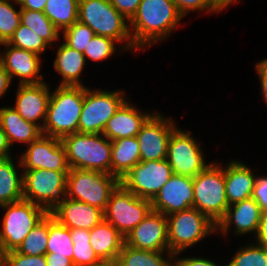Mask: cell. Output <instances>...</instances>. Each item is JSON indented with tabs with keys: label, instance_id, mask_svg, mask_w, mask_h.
<instances>
[{
	"label": "cell",
	"instance_id": "cell-50",
	"mask_svg": "<svg viewBox=\"0 0 267 266\" xmlns=\"http://www.w3.org/2000/svg\"><path fill=\"white\" fill-rule=\"evenodd\" d=\"M11 146L9 145L7 136L0 125V159L11 157Z\"/></svg>",
	"mask_w": 267,
	"mask_h": 266
},
{
	"label": "cell",
	"instance_id": "cell-39",
	"mask_svg": "<svg viewBox=\"0 0 267 266\" xmlns=\"http://www.w3.org/2000/svg\"><path fill=\"white\" fill-rule=\"evenodd\" d=\"M117 41L100 35H95L87 45L84 51L85 59L89 58L92 61H103L114 55Z\"/></svg>",
	"mask_w": 267,
	"mask_h": 266
},
{
	"label": "cell",
	"instance_id": "cell-54",
	"mask_svg": "<svg viewBox=\"0 0 267 266\" xmlns=\"http://www.w3.org/2000/svg\"><path fill=\"white\" fill-rule=\"evenodd\" d=\"M167 266H177L176 263L171 261Z\"/></svg>",
	"mask_w": 267,
	"mask_h": 266
},
{
	"label": "cell",
	"instance_id": "cell-19",
	"mask_svg": "<svg viewBox=\"0 0 267 266\" xmlns=\"http://www.w3.org/2000/svg\"><path fill=\"white\" fill-rule=\"evenodd\" d=\"M49 89L46 81L39 84L19 85L13 107L24 120L38 125L41 129L46 120L51 94Z\"/></svg>",
	"mask_w": 267,
	"mask_h": 266
},
{
	"label": "cell",
	"instance_id": "cell-28",
	"mask_svg": "<svg viewBox=\"0 0 267 266\" xmlns=\"http://www.w3.org/2000/svg\"><path fill=\"white\" fill-rule=\"evenodd\" d=\"M18 170L11 157L0 159V206L23 200V174Z\"/></svg>",
	"mask_w": 267,
	"mask_h": 266
},
{
	"label": "cell",
	"instance_id": "cell-38",
	"mask_svg": "<svg viewBox=\"0 0 267 266\" xmlns=\"http://www.w3.org/2000/svg\"><path fill=\"white\" fill-rule=\"evenodd\" d=\"M61 32H63L64 43L81 53H84L90 40L95 36L94 31L89 26L78 20Z\"/></svg>",
	"mask_w": 267,
	"mask_h": 266
},
{
	"label": "cell",
	"instance_id": "cell-8",
	"mask_svg": "<svg viewBox=\"0 0 267 266\" xmlns=\"http://www.w3.org/2000/svg\"><path fill=\"white\" fill-rule=\"evenodd\" d=\"M0 207L5 210L0 242L6 252L16 250L34 226L48 213L43 207L24 199Z\"/></svg>",
	"mask_w": 267,
	"mask_h": 266
},
{
	"label": "cell",
	"instance_id": "cell-42",
	"mask_svg": "<svg viewBox=\"0 0 267 266\" xmlns=\"http://www.w3.org/2000/svg\"><path fill=\"white\" fill-rule=\"evenodd\" d=\"M252 198L258 203L262 214H267V177H257Z\"/></svg>",
	"mask_w": 267,
	"mask_h": 266
},
{
	"label": "cell",
	"instance_id": "cell-9",
	"mask_svg": "<svg viewBox=\"0 0 267 266\" xmlns=\"http://www.w3.org/2000/svg\"><path fill=\"white\" fill-rule=\"evenodd\" d=\"M122 90H95L84 86V101L78 123V132L102 134L108 120L127 100Z\"/></svg>",
	"mask_w": 267,
	"mask_h": 266
},
{
	"label": "cell",
	"instance_id": "cell-44",
	"mask_svg": "<svg viewBox=\"0 0 267 266\" xmlns=\"http://www.w3.org/2000/svg\"><path fill=\"white\" fill-rule=\"evenodd\" d=\"M177 256H179V253L174 254L172 258L177 266H220L219 264L203 257L196 258L189 256L179 259Z\"/></svg>",
	"mask_w": 267,
	"mask_h": 266
},
{
	"label": "cell",
	"instance_id": "cell-20",
	"mask_svg": "<svg viewBox=\"0 0 267 266\" xmlns=\"http://www.w3.org/2000/svg\"><path fill=\"white\" fill-rule=\"evenodd\" d=\"M50 213L60 224L69 229L91 230L104 220V213L99 208L66 197Z\"/></svg>",
	"mask_w": 267,
	"mask_h": 266
},
{
	"label": "cell",
	"instance_id": "cell-47",
	"mask_svg": "<svg viewBox=\"0 0 267 266\" xmlns=\"http://www.w3.org/2000/svg\"><path fill=\"white\" fill-rule=\"evenodd\" d=\"M16 5L20 6V9H27L33 11H42L45 8L47 0H13Z\"/></svg>",
	"mask_w": 267,
	"mask_h": 266
},
{
	"label": "cell",
	"instance_id": "cell-53",
	"mask_svg": "<svg viewBox=\"0 0 267 266\" xmlns=\"http://www.w3.org/2000/svg\"><path fill=\"white\" fill-rule=\"evenodd\" d=\"M100 266H119L116 262H105L102 263Z\"/></svg>",
	"mask_w": 267,
	"mask_h": 266
},
{
	"label": "cell",
	"instance_id": "cell-6",
	"mask_svg": "<svg viewBox=\"0 0 267 266\" xmlns=\"http://www.w3.org/2000/svg\"><path fill=\"white\" fill-rule=\"evenodd\" d=\"M119 184L117 177L105 172L70 169L65 197L87 203L104 212L111 193Z\"/></svg>",
	"mask_w": 267,
	"mask_h": 266
},
{
	"label": "cell",
	"instance_id": "cell-12",
	"mask_svg": "<svg viewBox=\"0 0 267 266\" xmlns=\"http://www.w3.org/2000/svg\"><path fill=\"white\" fill-rule=\"evenodd\" d=\"M190 131L176 127L168 142L167 158L173 174L195 177L212 162L205 163L203 150Z\"/></svg>",
	"mask_w": 267,
	"mask_h": 266
},
{
	"label": "cell",
	"instance_id": "cell-46",
	"mask_svg": "<svg viewBox=\"0 0 267 266\" xmlns=\"http://www.w3.org/2000/svg\"><path fill=\"white\" fill-rule=\"evenodd\" d=\"M255 241L262 247L267 248V214H262Z\"/></svg>",
	"mask_w": 267,
	"mask_h": 266
},
{
	"label": "cell",
	"instance_id": "cell-24",
	"mask_svg": "<svg viewBox=\"0 0 267 266\" xmlns=\"http://www.w3.org/2000/svg\"><path fill=\"white\" fill-rule=\"evenodd\" d=\"M124 243L123 235L105 220L90 230L92 250L103 263L116 262Z\"/></svg>",
	"mask_w": 267,
	"mask_h": 266
},
{
	"label": "cell",
	"instance_id": "cell-23",
	"mask_svg": "<svg viewBox=\"0 0 267 266\" xmlns=\"http://www.w3.org/2000/svg\"><path fill=\"white\" fill-rule=\"evenodd\" d=\"M224 174L229 206L252 197L257 177L248 165L230 160L224 167Z\"/></svg>",
	"mask_w": 267,
	"mask_h": 266
},
{
	"label": "cell",
	"instance_id": "cell-14",
	"mask_svg": "<svg viewBox=\"0 0 267 266\" xmlns=\"http://www.w3.org/2000/svg\"><path fill=\"white\" fill-rule=\"evenodd\" d=\"M23 170L47 169L69 172L65 148L57 137L41 135L28 144L17 165Z\"/></svg>",
	"mask_w": 267,
	"mask_h": 266
},
{
	"label": "cell",
	"instance_id": "cell-36",
	"mask_svg": "<svg viewBox=\"0 0 267 266\" xmlns=\"http://www.w3.org/2000/svg\"><path fill=\"white\" fill-rule=\"evenodd\" d=\"M7 43L13 47L31 51L38 55L44 53L45 49L49 46L33 30L22 24L18 26L14 35Z\"/></svg>",
	"mask_w": 267,
	"mask_h": 266
},
{
	"label": "cell",
	"instance_id": "cell-35",
	"mask_svg": "<svg viewBox=\"0 0 267 266\" xmlns=\"http://www.w3.org/2000/svg\"><path fill=\"white\" fill-rule=\"evenodd\" d=\"M237 248L234 257L226 266H267V248L254 243Z\"/></svg>",
	"mask_w": 267,
	"mask_h": 266
},
{
	"label": "cell",
	"instance_id": "cell-40",
	"mask_svg": "<svg viewBox=\"0 0 267 266\" xmlns=\"http://www.w3.org/2000/svg\"><path fill=\"white\" fill-rule=\"evenodd\" d=\"M5 266H47V261L44 255L30 256L11 250L6 252Z\"/></svg>",
	"mask_w": 267,
	"mask_h": 266
},
{
	"label": "cell",
	"instance_id": "cell-30",
	"mask_svg": "<svg viewBox=\"0 0 267 266\" xmlns=\"http://www.w3.org/2000/svg\"><path fill=\"white\" fill-rule=\"evenodd\" d=\"M79 0H47L44 14L59 31L72 26L78 20Z\"/></svg>",
	"mask_w": 267,
	"mask_h": 266
},
{
	"label": "cell",
	"instance_id": "cell-32",
	"mask_svg": "<svg viewBox=\"0 0 267 266\" xmlns=\"http://www.w3.org/2000/svg\"><path fill=\"white\" fill-rule=\"evenodd\" d=\"M48 237L49 212L34 226L16 251L30 256L45 255L47 253Z\"/></svg>",
	"mask_w": 267,
	"mask_h": 266
},
{
	"label": "cell",
	"instance_id": "cell-52",
	"mask_svg": "<svg viewBox=\"0 0 267 266\" xmlns=\"http://www.w3.org/2000/svg\"><path fill=\"white\" fill-rule=\"evenodd\" d=\"M5 255L6 251L4 250V247L0 242V266H5Z\"/></svg>",
	"mask_w": 267,
	"mask_h": 266
},
{
	"label": "cell",
	"instance_id": "cell-51",
	"mask_svg": "<svg viewBox=\"0 0 267 266\" xmlns=\"http://www.w3.org/2000/svg\"><path fill=\"white\" fill-rule=\"evenodd\" d=\"M212 2L214 4V11L216 14L226 9L227 6L231 5L232 3H237L238 0H212Z\"/></svg>",
	"mask_w": 267,
	"mask_h": 266
},
{
	"label": "cell",
	"instance_id": "cell-11",
	"mask_svg": "<svg viewBox=\"0 0 267 266\" xmlns=\"http://www.w3.org/2000/svg\"><path fill=\"white\" fill-rule=\"evenodd\" d=\"M68 173L47 169L23 170V199L50 212L65 197Z\"/></svg>",
	"mask_w": 267,
	"mask_h": 266
},
{
	"label": "cell",
	"instance_id": "cell-22",
	"mask_svg": "<svg viewBox=\"0 0 267 266\" xmlns=\"http://www.w3.org/2000/svg\"><path fill=\"white\" fill-rule=\"evenodd\" d=\"M154 113L141 112L126 100L108 120L102 134L110 141L135 137Z\"/></svg>",
	"mask_w": 267,
	"mask_h": 266
},
{
	"label": "cell",
	"instance_id": "cell-33",
	"mask_svg": "<svg viewBox=\"0 0 267 266\" xmlns=\"http://www.w3.org/2000/svg\"><path fill=\"white\" fill-rule=\"evenodd\" d=\"M21 24L33 30L49 46L60 36V31L42 11L21 9Z\"/></svg>",
	"mask_w": 267,
	"mask_h": 266
},
{
	"label": "cell",
	"instance_id": "cell-21",
	"mask_svg": "<svg viewBox=\"0 0 267 266\" xmlns=\"http://www.w3.org/2000/svg\"><path fill=\"white\" fill-rule=\"evenodd\" d=\"M261 209L258 203L252 198L242 200L241 202L230 205L224 217L216 225V231L220 234L227 235L232 224H234V234L245 235L251 232L257 233Z\"/></svg>",
	"mask_w": 267,
	"mask_h": 266
},
{
	"label": "cell",
	"instance_id": "cell-1",
	"mask_svg": "<svg viewBox=\"0 0 267 266\" xmlns=\"http://www.w3.org/2000/svg\"><path fill=\"white\" fill-rule=\"evenodd\" d=\"M183 18L173 0H141L129 21L133 45L142 50L167 39Z\"/></svg>",
	"mask_w": 267,
	"mask_h": 266
},
{
	"label": "cell",
	"instance_id": "cell-4",
	"mask_svg": "<svg viewBox=\"0 0 267 266\" xmlns=\"http://www.w3.org/2000/svg\"><path fill=\"white\" fill-rule=\"evenodd\" d=\"M70 169L101 171L111 174V141L103 134L76 132L62 137Z\"/></svg>",
	"mask_w": 267,
	"mask_h": 266
},
{
	"label": "cell",
	"instance_id": "cell-13",
	"mask_svg": "<svg viewBox=\"0 0 267 266\" xmlns=\"http://www.w3.org/2000/svg\"><path fill=\"white\" fill-rule=\"evenodd\" d=\"M172 175L166 159L140 161L120 179V184L136 196L152 200Z\"/></svg>",
	"mask_w": 267,
	"mask_h": 266
},
{
	"label": "cell",
	"instance_id": "cell-45",
	"mask_svg": "<svg viewBox=\"0 0 267 266\" xmlns=\"http://www.w3.org/2000/svg\"><path fill=\"white\" fill-rule=\"evenodd\" d=\"M255 68L260 79L261 95L267 104V58L256 63Z\"/></svg>",
	"mask_w": 267,
	"mask_h": 266
},
{
	"label": "cell",
	"instance_id": "cell-27",
	"mask_svg": "<svg viewBox=\"0 0 267 266\" xmlns=\"http://www.w3.org/2000/svg\"><path fill=\"white\" fill-rule=\"evenodd\" d=\"M111 175L122 179L140 162V147L137 137L121 138L111 141Z\"/></svg>",
	"mask_w": 267,
	"mask_h": 266
},
{
	"label": "cell",
	"instance_id": "cell-16",
	"mask_svg": "<svg viewBox=\"0 0 267 266\" xmlns=\"http://www.w3.org/2000/svg\"><path fill=\"white\" fill-rule=\"evenodd\" d=\"M125 244L135 249L170 253L167 216L151 210L144 220L125 237Z\"/></svg>",
	"mask_w": 267,
	"mask_h": 266
},
{
	"label": "cell",
	"instance_id": "cell-18",
	"mask_svg": "<svg viewBox=\"0 0 267 266\" xmlns=\"http://www.w3.org/2000/svg\"><path fill=\"white\" fill-rule=\"evenodd\" d=\"M2 45L6 47V49L4 52H0V62L4 65L11 80L14 79V77H18L19 85L39 84L44 82V77L40 74V55L13 47L7 42L2 43Z\"/></svg>",
	"mask_w": 267,
	"mask_h": 266
},
{
	"label": "cell",
	"instance_id": "cell-49",
	"mask_svg": "<svg viewBox=\"0 0 267 266\" xmlns=\"http://www.w3.org/2000/svg\"><path fill=\"white\" fill-rule=\"evenodd\" d=\"M11 77L6 71L4 65L0 62V97H3L9 86H11Z\"/></svg>",
	"mask_w": 267,
	"mask_h": 266
},
{
	"label": "cell",
	"instance_id": "cell-26",
	"mask_svg": "<svg viewBox=\"0 0 267 266\" xmlns=\"http://www.w3.org/2000/svg\"><path fill=\"white\" fill-rule=\"evenodd\" d=\"M54 68L61 75L59 86H85L80 77L86 64L83 53L68 47L64 42L57 49Z\"/></svg>",
	"mask_w": 267,
	"mask_h": 266
},
{
	"label": "cell",
	"instance_id": "cell-48",
	"mask_svg": "<svg viewBox=\"0 0 267 266\" xmlns=\"http://www.w3.org/2000/svg\"><path fill=\"white\" fill-rule=\"evenodd\" d=\"M47 266H74L72 260L66 256L51 255L46 253L45 255Z\"/></svg>",
	"mask_w": 267,
	"mask_h": 266
},
{
	"label": "cell",
	"instance_id": "cell-17",
	"mask_svg": "<svg viewBox=\"0 0 267 266\" xmlns=\"http://www.w3.org/2000/svg\"><path fill=\"white\" fill-rule=\"evenodd\" d=\"M193 178L173 174L151 200L152 210L165 216L193 207Z\"/></svg>",
	"mask_w": 267,
	"mask_h": 266
},
{
	"label": "cell",
	"instance_id": "cell-31",
	"mask_svg": "<svg viewBox=\"0 0 267 266\" xmlns=\"http://www.w3.org/2000/svg\"><path fill=\"white\" fill-rule=\"evenodd\" d=\"M73 246L70 229L60 224L49 212L47 253L66 256L71 259L73 263Z\"/></svg>",
	"mask_w": 267,
	"mask_h": 266
},
{
	"label": "cell",
	"instance_id": "cell-7",
	"mask_svg": "<svg viewBox=\"0 0 267 266\" xmlns=\"http://www.w3.org/2000/svg\"><path fill=\"white\" fill-rule=\"evenodd\" d=\"M168 246L172 255L195 245L216 232V224L197 208L191 207L167 216Z\"/></svg>",
	"mask_w": 267,
	"mask_h": 266
},
{
	"label": "cell",
	"instance_id": "cell-43",
	"mask_svg": "<svg viewBox=\"0 0 267 266\" xmlns=\"http://www.w3.org/2000/svg\"><path fill=\"white\" fill-rule=\"evenodd\" d=\"M112 6L130 21L138 10L141 0H109Z\"/></svg>",
	"mask_w": 267,
	"mask_h": 266
},
{
	"label": "cell",
	"instance_id": "cell-5",
	"mask_svg": "<svg viewBox=\"0 0 267 266\" xmlns=\"http://www.w3.org/2000/svg\"><path fill=\"white\" fill-rule=\"evenodd\" d=\"M193 190V207L217 225L229 207L224 167L212 162L205 170L193 177Z\"/></svg>",
	"mask_w": 267,
	"mask_h": 266
},
{
	"label": "cell",
	"instance_id": "cell-29",
	"mask_svg": "<svg viewBox=\"0 0 267 266\" xmlns=\"http://www.w3.org/2000/svg\"><path fill=\"white\" fill-rule=\"evenodd\" d=\"M166 252L146 251L132 248L124 243L116 263L119 266H167L173 261V255ZM168 258V259H167Z\"/></svg>",
	"mask_w": 267,
	"mask_h": 266
},
{
	"label": "cell",
	"instance_id": "cell-15",
	"mask_svg": "<svg viewBox=\"0 0 267 266\" xmlns=\"http://www.w3.org/2000/svg\"><path fill=\"white\" fill-rule=\"evenodd\" d=\"M172 118L154 113L137 134L140 161L164 160L167 158L168 142L176 128Z\"/></svg>",
	"mask_w": 267,
	"mask_h": 266
},
{
	"label": "cell",
	"instance_id": "cell-41",
	"mask_svg": "<svg viewBox=\"0 0 267 266\" xmlns=\"http://www.w3.org/2000/svg\"><path fill=\"white\" fill-rule=\"evenodd\" d=\"M173 2L184 17L192 11H206L207 14L215 12L212 0H173Z\"/></svg>",
	"mask_w": 267,
	"mask_h": 266
},
{
	"label": "cell",
	"instance_id": "cell-3",
	"mask_svg": "<svg viewBox=\"0 0 267 266\" xmlns=\"http://www.w3.org/2000/svg\"><path fill=\"white\" fill-rule=\"evenodd\" d=\"M78 21L89 26L95 35L109 37L120 45L123 43L125 46L121 47V52L139 51L133 45L129 21L112 6L109 0H79Z\"/></svg>",
	"mask_w": 267,
	"mask_h": 266
},
{
	"label": "cell",
	"instance_id": "cell-2",
	"mask_svg": "<svg viewBox=\"0 0 267 266\" xmlns=\"http://www.w3.org/2000/svg\"><path fill=\"white\" fill-rule=\"evenodd\" d=\"M84 86H59L51 92L43 135L62 138L78 132Z\"/></svg>",
	"mask_w": 267,
	"mask_h": 266
},
{
	"label": "cell",
	"instance_id": "cell-37",
	"mask_svg": "<svg viewBox=\"0 0 267 266\" xmlns=\"http://www.w3.org/2000/svg\"><path fill=\"white\" fill-rule=\"evenodd\" d=\"M20 24L21 9L16 10L10 0H0V41L8 42Z\"/></svg>",
	"mask_w": 267,
	"mask_h": 266
},
{
	"label": "cell",
	"instance_id": "cell-34",
	"mask_svg": "<svg viewBox=\"0 0 267 266\" xmlns=\"http://www.w3.org/2000/svg\"><path fill=\"white\" fill-rule=\"evenodd\" d=\"M73 241L74 266H100L103 262L97 257L90 244V230L70 229Z\"/></svg>",
	"mask_w": 267,
	"mask_h": 266
},
{
	"label": "cell",
	"instance_id": "cell-10",
	"mask_svg": "<svg viewBox=\"0 0 267 266\" xmlns=\"http://www.w3.org/2000/svg\"><path fill=\"white\" fill-rule=\"evenodd\" d=\"M151 200L136 196L121 184L111 193L104 220L111 223L125 238L151 212Z\"/></svg>",
	"mask_w": 267,
	"mask_h": 266
},
{
	"label": "cell",
	"instance_id": "cell-25",
	"mask_svg": "<svg viewBox=\"0 0 267 266\" xmlns=\"http://www.w3.org/2000/svg\"><path fill=\"white\" fill-rule=\"evenodd\" d=\"M0 125L11 147L14 142L27 146L43 134L38 125L24 120L13 107L0 108Z\"/></svg>",
	"mask_w": 267,
	"mask_h": 266
}]
</instances>
